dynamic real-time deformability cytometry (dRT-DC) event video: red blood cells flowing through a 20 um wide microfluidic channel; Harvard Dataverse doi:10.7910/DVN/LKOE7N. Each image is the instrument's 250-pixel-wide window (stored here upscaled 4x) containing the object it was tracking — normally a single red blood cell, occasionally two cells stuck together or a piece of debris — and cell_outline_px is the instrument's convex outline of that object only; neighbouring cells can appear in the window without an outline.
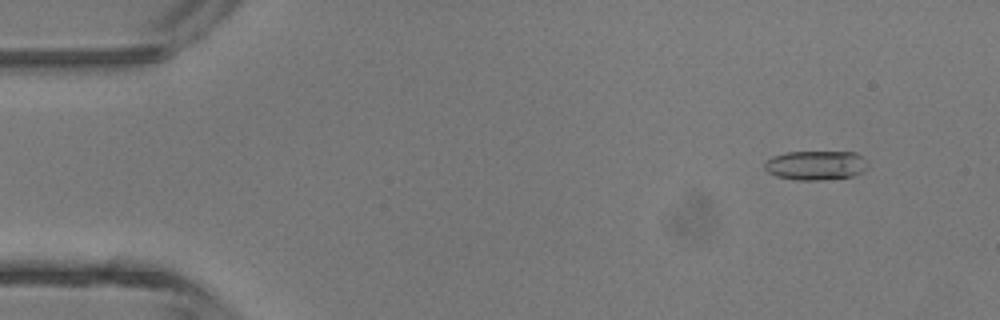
{"species": "common noctule bat (a hibernating species)", "species_latin": "Nyctalus noctula", "temperature_condition": "room temperature", "stored_images_in_passage": 45, "camera_frame_rate_fps": 3000, "um_per_image_px": 0.085, "animal": {"sex": "male", "body_mass_g": 13.3}, "frame": {"image": 1, "passage_image": 4, "time_ms": 1.0, "image_size_px": [1000, 320], "cell_outline_px": [[868, 168], [864, 172], [852, 176], [820, 180], [796, 180], [776, 176], [768, 172], [764, 168], [764, 164], [772, 156], [788, 152], [856, 152], [864, 156], [868, 160]], "centroid_in_image_um": [69.4, 14.05], "position_along_channel_um": 15.6, "area_um2": 17.86}}
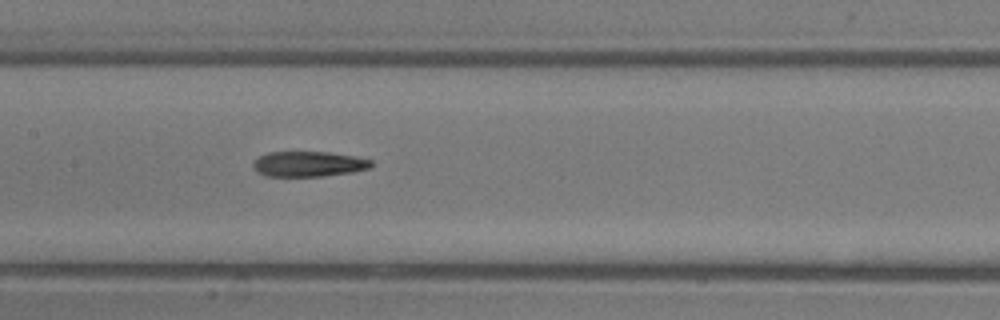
{"frame": {"image": 2, "passage_image": 22, "time_ms": 7.0, "image_size_px": [1000, 320], "cell_outline_px": [[372, 168], [352, 172], [324, 176], [264, 176], [256, 172], [252, 168], [252, 164], [260, 156], [268, 152], [328, 152], [352, 156], [372, 160]], "centroid_in_image_um": [26.21, 13.95], "position_along_channel_um": 181.2, "area_um2": 17.46}}
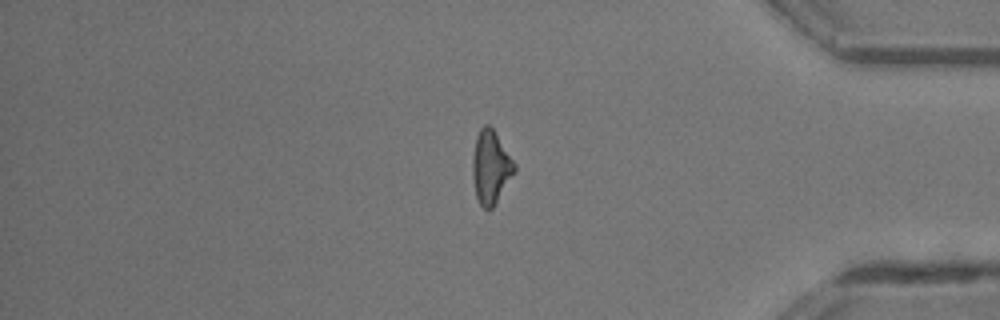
{"frame": {"image": 3, "passage_image": 38, "time_ms": 12.333, "image_size_px": [1000, 320], "cell_outline_px": [[516, 172], [492, 208], [488, 212], [480, 204], [476, 196], [472, 176], [472, 156], [476, 136], [480, 128], [484, 124], [488, 124], [492, 128], [516, 164]], "centroid_in_image_um": [41.71, 14.22], "position_along_channel_um": 393.5, "area_um2": 17.98}, "authors_computed_cell_mechanics": {"area_um2": 17.8602, "velocity_mm_per_s": 4.5204, "shape_relaxation_time_tau1_ms": 3.8263, "shape_relaxation_time_tau2_ms": 7.3131, "deformation_change_tau1": 0.2019, "deformation_change_tau2": 0.2542}}